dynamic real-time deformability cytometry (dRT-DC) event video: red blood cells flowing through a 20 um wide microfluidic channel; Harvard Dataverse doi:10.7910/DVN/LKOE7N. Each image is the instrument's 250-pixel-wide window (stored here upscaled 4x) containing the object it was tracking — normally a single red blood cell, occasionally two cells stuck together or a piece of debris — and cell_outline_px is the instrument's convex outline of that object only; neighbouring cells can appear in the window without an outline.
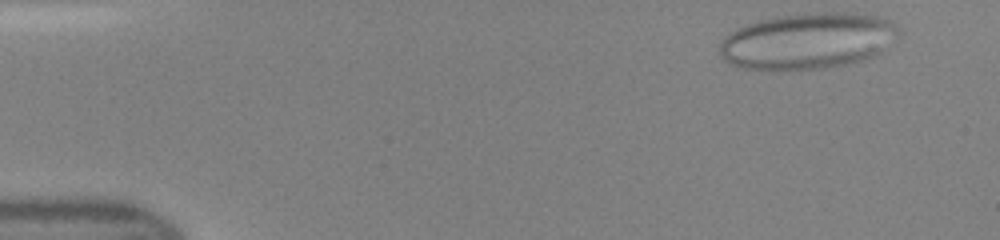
{"species": "human", "species_latin": "Homo sapiens", "temperature_condition": "room temperature", "stored_images_in_passage": 38, "camera_frame_rate_fps": 3000, "um_per_image_px": 0.085, "donor": {"sex": "female"}, "frame": {"image": 1, "passage_image": 2, "time_ms": 0.333, "image_size_px": [1000, 240], "cell_outline_px": [[900, 32], [880, 52], [864, 60], [828, 68], [772, 72], [744, 68], [732, 64], [724, 60], [720, 56], [720, 40], [732, 32], [748, 24], [760, 20], [784, 16], [832, 12], [844, 12], [872, 16], [888, 20]], "centroid_in_image_um": [68.59, 3.53], "position_along_channel_um": 16.4, "area_um2": 58.2}}
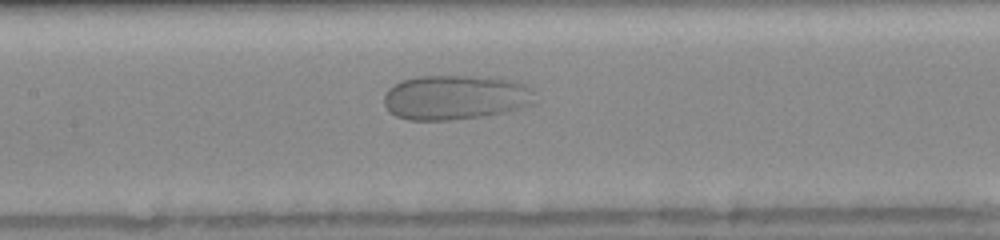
{"frame": {"image": 2, "passage_image": 21, "time_ms": 6.667, "image_size_px": [1000, 240], "cell_outline_px": [[532, 104], [524, 108], [504, 112], [480, 116], [448, 120], [408, 120], [396, 116], [384, 104], [384, 96], [388, 88], [400, 80], [420, 76], [472, 76], [516, 80], [528, 84], [532, 88]], "centroid_in_image_um": [38.72, 8.26], "position_along_channel_um": 168.7, "area_um2": 39.36}}
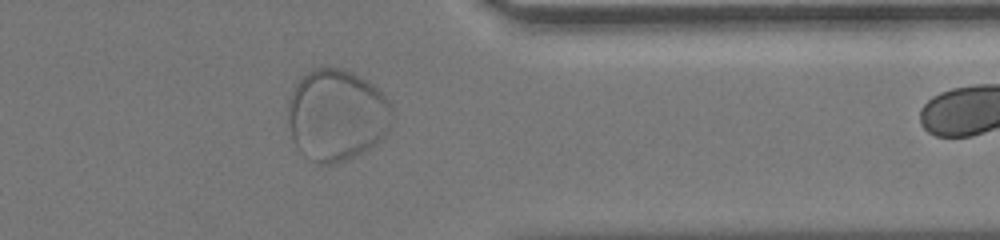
{"frame": {"image": 3, "passage_image": 37, "time_ms": 12.0, "image_size_px": [1000, 240], "cell_outline_px": [[392, 116], [388, 132], [376, 144], [364, 152], [344, 160], [332, 164], [316, 164], [304, 156], [300, 152], [292, 136], [288, 124], [288, 100], [296, 84], [312, 68], [340, 68], [352, 72], [360, 76], [372, 84], [388, 100], [392, 108]], "centroid_in_image_um": [28.61, 9.8], "position_along_channel_um": 382.8, "area_um2": 55.55}}